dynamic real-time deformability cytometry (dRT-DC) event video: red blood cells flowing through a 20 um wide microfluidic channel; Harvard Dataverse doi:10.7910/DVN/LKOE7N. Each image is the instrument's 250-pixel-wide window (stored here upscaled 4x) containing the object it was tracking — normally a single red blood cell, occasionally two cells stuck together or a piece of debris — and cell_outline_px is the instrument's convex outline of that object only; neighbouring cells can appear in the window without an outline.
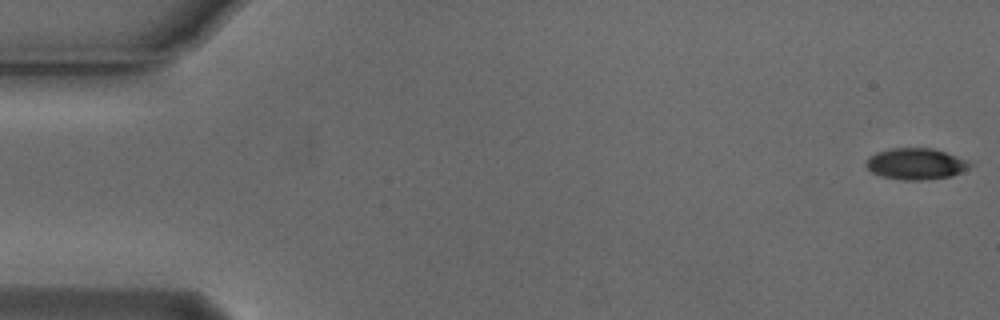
{"species": "Egyptian fruit bat (a non-hibernating species)", "species_latin": "Rousettus aegyptiacus", "temperature_condition": "cold", "stored_images_in_passage": 54, "camera_frame_rate_fps": 3000, "um_per_image_px": 0.085, "animal": {"sex": "male"}, "frame": {"image": 1, "passage_image": 1, "time_ms": 0.0, "image_size_px": [1000, 320], "cell_outline_px": [[972, 164], [968, 168], [952, 176], [920, 180], [904, 180], [880, 176], [872, 172], [864, 164], [868, 156], [876, 152], [892, 148], [932, 148], [968, 160]], "centroid_in_image_um": [77.81, 13.92], "position_along_channel_um": 7.2, "area_um2": 18.9}}
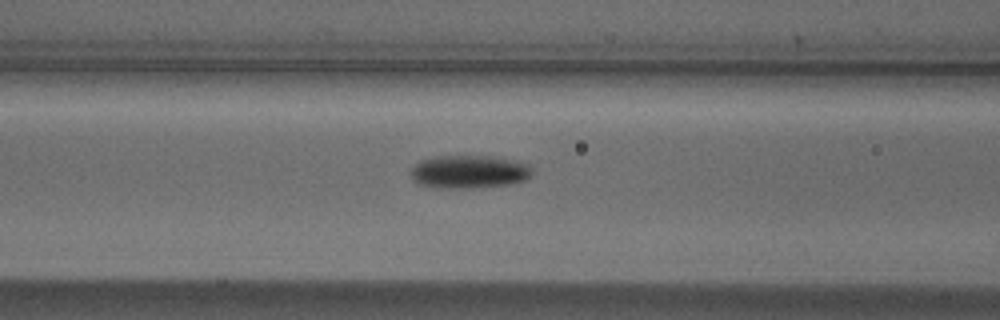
{"frame": {"image": 2, "passage_image": 22, "time_ms": 7.0, "image_size_px": [1000, 320], "cell_outline_px": [[532, 172], [524, 180], [508, 184], [468, 188], [436, 188], [416, 184], [412, 180], [408, 172], [420, 160], [436, 156], [488, 156], [512, 160], [528, 164], [532, 168]], "centroid_in_image_um": [39.78, 14.6], "position_along_channel_um": 126.8, "area_um2": 23.47}}
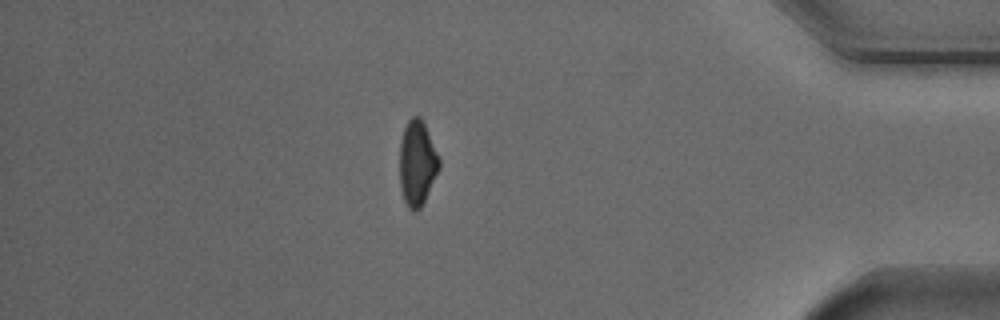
{"frame": {"image": 3, "passage_image": 47, "time_ms": 15.333, "image_size_px": [1000, 320], "cell_outline_px": [[440, 168], [420, 208], [416, 212], [412, 212], [408, 208], [404, 200], [400, 188], [400, 140], [404, 128], [408, 120], [412, 116], [420, 116], [424, 124], [440, 160]], "centroid_in_image_um": [35.44, 13.88], "position_along_channel_um": 399.8, "area_um2": 19.48}, "authors_computed_cell_mechanics": {"area_um2": 20.6346, "velocity_mm_per_s": 3.7673, "shape_relaxation_time_tau1_ms": 2.7908, "shape_relaxation_time_tau2_ms": null, "deformation_change_tau1": 0.1163, "deformation_change_tau2": null}}